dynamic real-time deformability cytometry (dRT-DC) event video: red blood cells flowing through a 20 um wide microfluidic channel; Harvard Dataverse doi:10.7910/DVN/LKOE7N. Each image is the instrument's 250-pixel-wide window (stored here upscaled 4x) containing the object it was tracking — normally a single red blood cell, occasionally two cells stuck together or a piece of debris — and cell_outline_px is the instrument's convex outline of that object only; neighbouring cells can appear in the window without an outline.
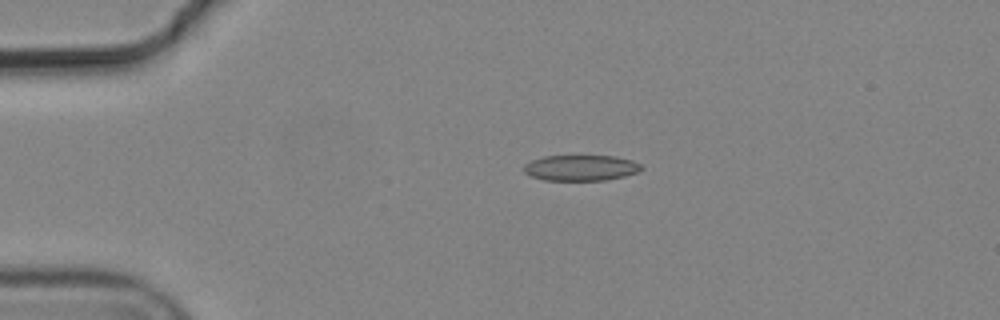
{"species": "common noctule bat (a hibernating species)", "species_latin": "Nyctalus noctula", "temperature_condition": "cold", "stored_images_in_passage": 5, "camera_frame_rate_fps": 3000, "um_per_image_px": 0.085, "animal": {"sex": "male", "body_mass_g": 19.2, "forearm_length_mm": 51.8}, "frame": {"image": 1, "passage_image": 3, "time_ms": 0.667, "image_size_px": [1000, 320], "cell_outline_px": [[644, 168], [640, 172], [624, 176], [604, 180], [544, 180], [532, 176], [524, 172], [524, 164], [532, 160], [544, 156], [616, 156], [632, 160], [640, 164]], "centroid_in_image_um": [49.4, 14.26], "position_along_channel_um": 35.6, "area_um2": 17.63}}
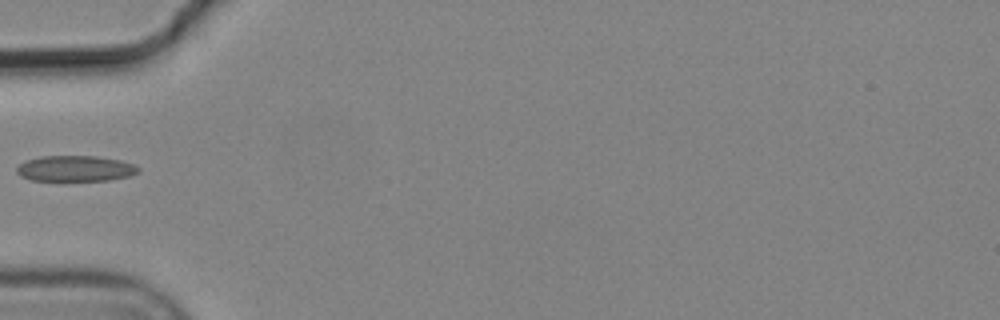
{"frame": {"image": 2, "passage_image": 5, "time_ms": 1.333, "image_size_px": [1000, 320], "cell_outline_px": [[140, 172], [132, 176], [108, 180], [32, 180], [20, 176], [16, 172], [16, 168], [24, 160], [40, 156], [96, 156], [120, 160], [136, 164], [140, 168]], "centroid_in_image_um": [6.43, 14.32], "position_along_channel_um": 78.6, "area_um2": 18.44}}